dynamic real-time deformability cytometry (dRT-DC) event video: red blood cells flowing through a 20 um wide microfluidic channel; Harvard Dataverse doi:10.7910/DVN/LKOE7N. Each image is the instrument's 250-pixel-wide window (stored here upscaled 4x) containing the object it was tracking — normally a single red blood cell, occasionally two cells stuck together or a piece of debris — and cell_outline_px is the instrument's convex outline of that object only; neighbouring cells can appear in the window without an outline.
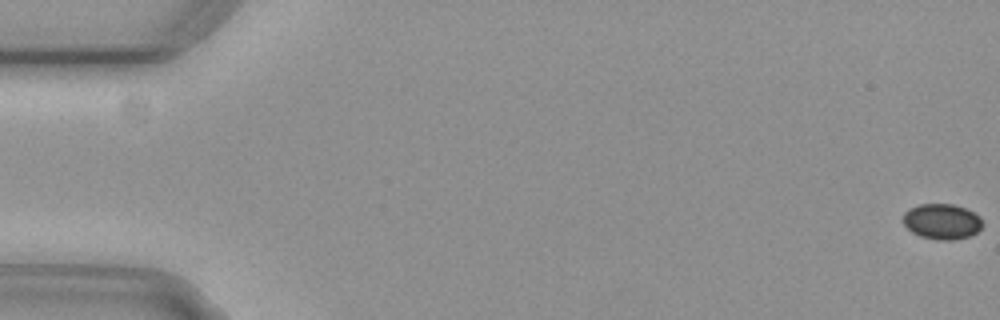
{"species": "common noctule bat (a hibernating species)", "species_latin": "Nyctalus noctula", "temperature_condition": "cold", "stored_images_in_passage": 47, "camera_frame_rate_fps": 3000, "um_per_image_px": 0.085, "animal": {"sex": "female", "body_mass_g": 29.2, "forearm_length_mm": 56.3}, "frame": {"image": 1, "passage_image": 1, "time_ms": 0.0, "image_size_px": [1000, 320], "cell_outline_px": [[984, 224], [976, 232], [968, 236], [952, 240], [936, 240], [920, 236], [912, 232], [904, 224], [904, 212], [908, 208], [920, 204], [952, 204], [964, 208], [980, 216]], "centroid_in_image_um": [80.06, 18.82], "position_along_channel_um": 4.9, "area_um2": 16.36}}
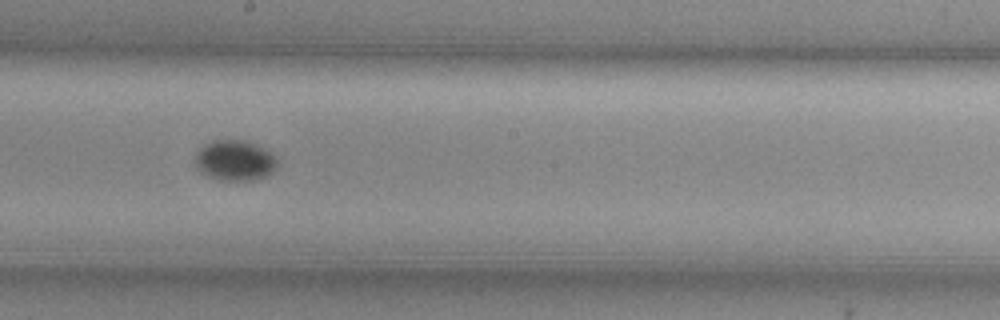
{"frame": {"image": 2, "passage_image": 32, "time_ms": 10.333, "image_size_px": [1000, 320], "cell_outline_px": [[276, 168], [272, 172], [264, 176], [252, 180], [220, 180], [208, 176], [200, 172], [196, 168], [196, 152], [204, 144], [212, 140], [244, 140], [256, 144], [268, 152], [276, 160]], "centroid_in_image_um": [19.91, 13.63], "position_along_channel_um": 228.3, "area_um2": 19.13}}
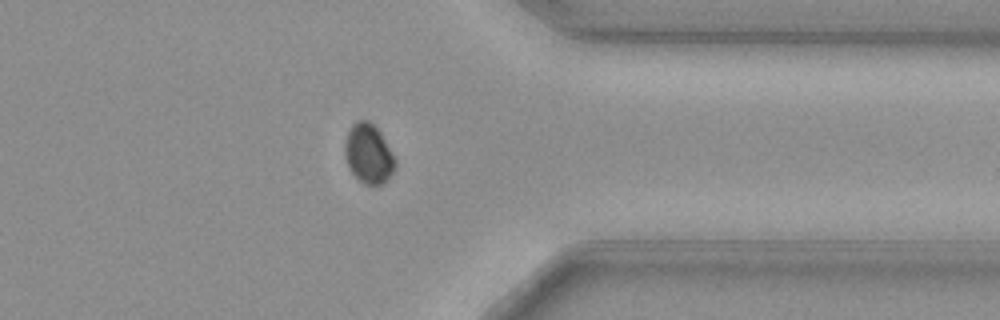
{"frame": {"image": 3, "passage_image": 45, "time_ms": 14.667, "image_size_px": [1000, 320], "cell_outline_px": [[396, 168], [384, 184], [364, 184], [352, 172], [348, 164], [344, 152], [344, 148], [348, 132], [352, 124], [356, 120], [368, 120], [380, 132], [396, 160]], "centroid_in_image_um": [31.34, 13.07], "position_along_channel_um": 380.1, "area_um2": 17.22}}